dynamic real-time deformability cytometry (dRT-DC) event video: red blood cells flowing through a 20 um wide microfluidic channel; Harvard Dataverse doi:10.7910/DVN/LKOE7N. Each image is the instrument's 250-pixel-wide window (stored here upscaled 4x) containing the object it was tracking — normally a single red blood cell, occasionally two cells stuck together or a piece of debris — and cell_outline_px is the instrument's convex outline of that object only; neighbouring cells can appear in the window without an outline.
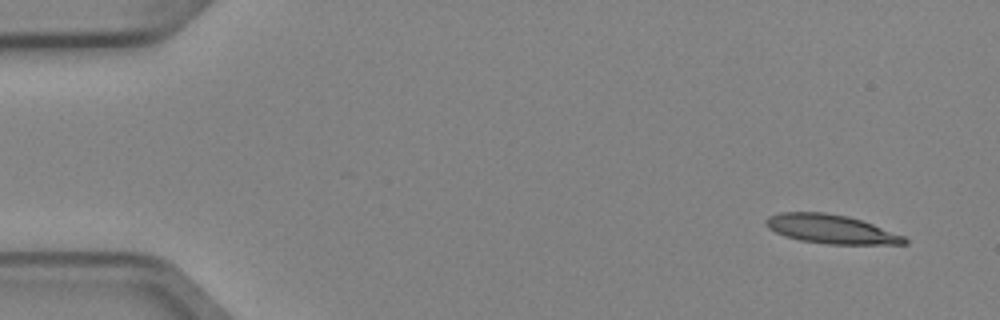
{"species": "Egyptian fruit bat (a non-hibernating species)", "species_latin": "Rousettus aegyptiacus", "temperature_condition": "cold", "stored_images_in_passage": 4, "camera_frame_rate_fps": 3000, "um_per_image_px": 0.085, "animal": {"sex": "female"}, "frame": {"image": 1, "passage_image": 1, "time_ms": 0.0, "image_size_px": [1000, 320], "cell_outline_px": [[908, 244], [828, 244], [800, 240], [784, 236], [768, 228], [764, 224], [764, 220], [768, 216], [780, 212], [824, 212], [848, 216], [872, 224], [904, 236], [908, 240]], "centroid_in_image_um": [70.59, 19.47], "position_along_channel_um": 14.4, "area_um2": 23.29}}
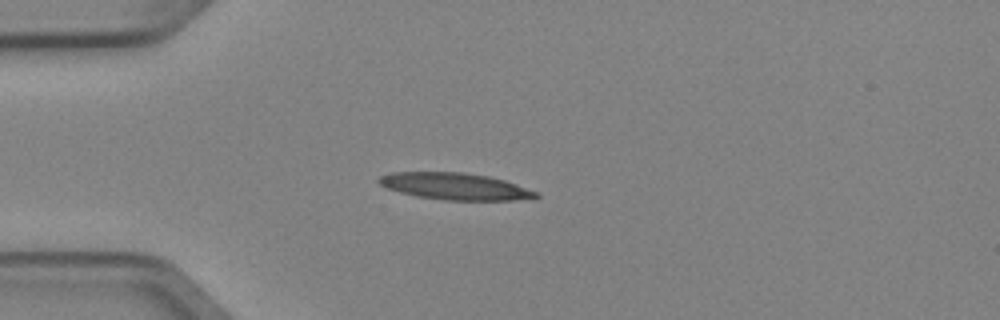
{"frame": {"image": 2, "passage_image": 4, "time_ms": 1.0, "image_size_px": [1000, 320], "cell_outline_px": [[540, 196], [536, 200], [448, 200], [416, 196], [400, 192], [388, 188], [380, 184], [376, 180], [380, 176], [392, 172], [460, 172], [488, 176], [504, 180], [540, 192]], "centroid_in_image_um": [38.76, 15.85], "position_along_channel_um": 46.2, "area_um2": 24.68}}